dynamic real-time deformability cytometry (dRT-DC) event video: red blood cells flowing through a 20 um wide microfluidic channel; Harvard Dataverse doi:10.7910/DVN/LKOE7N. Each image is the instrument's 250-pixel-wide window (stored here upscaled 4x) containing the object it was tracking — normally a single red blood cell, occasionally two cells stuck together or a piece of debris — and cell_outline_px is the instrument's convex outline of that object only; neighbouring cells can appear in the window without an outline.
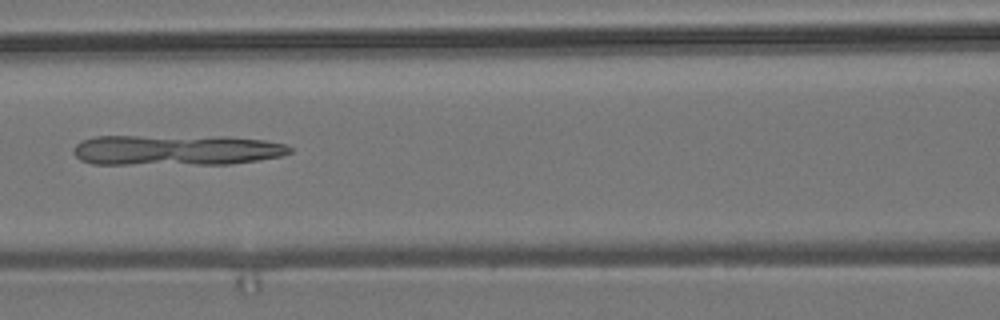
{"species": "common noctule bat (a hibernating species)", "species_latin": "Nyctalus noctula", "temperature_condition": "room temperature", "stored_images_in_passage": 7, "camera_frame_rate_fps": 3000, "um_per_image_px": 0.085, "animal": {"sex": "male", "body_mass_g": 19.2, "forearm_length_mm": 51.8}, "frame": {"image": 1, "passage_image": 7, "time_ms": 2.0, "image_size_px": [1000, 320], "cell_outline_px": [[292, 152], [280, 156], [260, 160], [232, 164], [92, 164], [80, 160], [72, 152], [72, 148], [80, 140], [96, 136], [228, 136], [264, 140], [284, 144], [292, 148]], "centroid_in_image_um": [14.96, 12.75], "position_along_channel_um": 151.6, "area_um2": 39.07}}